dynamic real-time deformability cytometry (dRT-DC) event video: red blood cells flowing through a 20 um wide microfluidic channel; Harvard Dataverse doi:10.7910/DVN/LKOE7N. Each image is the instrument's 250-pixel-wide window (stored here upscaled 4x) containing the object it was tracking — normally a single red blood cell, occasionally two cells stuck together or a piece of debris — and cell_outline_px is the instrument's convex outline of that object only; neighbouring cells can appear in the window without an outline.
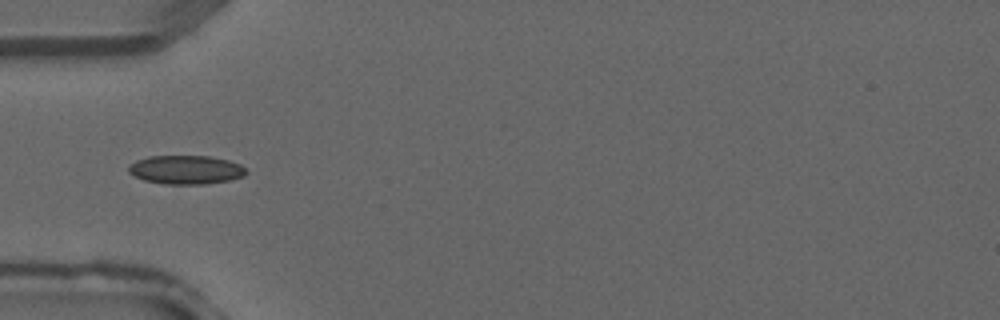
{"species": "common noctule bat (a hibernating species)", "species_latin": "Nyctalus noctula", "temperature_condition": "warm", "stored_images_in_passage": 1, "camera_frame_rate_fps": 3000, "um_per_image_px": 0.085, "animal": {"sex": "male", "forearm_length_mm": 52.5}, "frame": {"image": 1, "passage_image": 1, "time_ms": 0.0, "image_size_px": [1000, 320], "cell_outline_px": [[248, 172], [244, 176], [228, 180], [204, 184], [164, 184], [144, 180], [128, 172], [128, 164], [136, 160], [148, 156], [208, 156], [228, 160], [240, 164]], "centroid_in_image_um": [15.78, 14.42], "position_along_channel_um": 69.2, "area_um2": 19.71}}